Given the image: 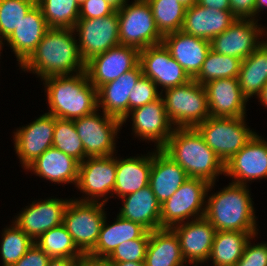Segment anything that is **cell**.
I'll return each mask as SVG.
<instances>
[{
  "label": "cell",
  "mask_w": 267,
  "mask_h": 266,
  "mask_svg": "<svg viewBox=\"0 0 267 266\" xmlns=\"http://www.w3.org/2000/svg\"><path fill=\"white\" fill-rule=\"evenodd\" d=\"M74 29L49 28L31 55L19 66L41 81L85 71Z\"/></svg>",
  "instance_id": "obj_1"
},
{
  "label": "cell",
  "mask_w": 267,
  "mask_h": 266,
  "mask_svg": "<svg viewBox=\"0 0 267 266\" xmlns=\"http://www.w3.org/2000/svg\"><path fill=\"white\" fill-rule=\"evenodd\" d=\"M161 149L186 171L189 178H200L211 184L219 175L225 176V164L207 146L196 128H174Z\"/></svg>",
  "instance_id": "obj_2"
},
{
  "label": "cell",
  "mask_w": 267,
  "mask_h": 266,
  "mask_svg": "<svg viewBox=\"0 0 267 266\" xmlns=\"http://www.w3.org/2000/svg\"><path fill=\"white\" fill-rule=\"evenodd\" d=\"M214 185L211 183L208 186L204 217L216 231L257 232L253 198L248 185L229 183L221 191L208 196Z\"/></svg>",
  "instance_id": "obj_3"
},
{
  "label": "cell",
  "mask_w": 267,
  "mask_h": 266,
  "mask_svg": "<svg viewBox=\"0 0 267 266\" xmlns=\"http://www.w3.org/2000/svg\"><path fill=\"white\" fill-rule=\"evenodd\" d=\"M49 109L56 118L75 120L97 110V89L86 71L74 75L54 76L44 80Z\"/></svg>",
  "instance_id": "obj_4"
},
{
  "label": "cell",
  "mask_w": 267,
  "mask_h": 266,
  "mask_svg": "<svg viewBox=\"0 0 267 266\" xmlns=\"http://www.w3.org/2000/svg\"><path fill=\"white\" fill-rule=\"evenodd\" d=\"M164 92L166 113L175 128H195L210 117L205 88L194 79Z\"/></svg>",
  "instance_id": "obj_5"
},
{
  "label": "cell",
  "mask_w": 267,
  "mask_h": 266,
  "mask_svg": "<svg viewBox=\"0 0 267 266\" xmlns=\"http://www.w3.org/2000/svg\"><path fill=\"white\" fill-rule=\"evenodd\" d=\"M245 121V117L210 116L195 128L207 146L226 164L256 133Z\"/></svg>",
  "instance_id": "obj_6"
},
{
  "label": "cell",
  "mask_w": 267,
  "mask_h": 266,
  "mask_svg": "<svg viewBox=\"0 0 267 266\" xmlns=\"http://www.w3.org/2000/svg\"><path fill=\"white\" fill-rule=\"evenodd\" d=\"M100 202L70 199L64 213L63 224L72 236L77 248L86 256L96 245L101 226L106 217L105 204Z\"/></svg>",
  "instance_id": "obj_7"
},
{
  "label": "cell",
  "mask_w": 267,
  "mask_h": 266,
  "mask_svg": "<svg viewBox=\"0 0 267 266\" xmlns=\"http://www.w3.org/2000/svg\"><path fill=\"white\" fill-rule=\"evenodd\" d=\"M119 20V42L121 45L143 50L162 43L150 4L147 0H134L117 10Z\"/></svg>",
  "instance_id": "obj_8"
},
{
  "label": "cell",
  "mask_w": 267,
  "mask_h": 266,
  "mask_svg": "<svg viewBox=\"0 0 267 266\" xmlns=\"http://www.w3.org/2000/svg\"><path fill=\"white\" fill-rule=\"evenodd\" d=\"M209 183L200 178H189L163 204L161 228L204 217ZM204 205V206H203ZM203 207V208H202Z\"/></svg>",
  "instance_id": "obj_9"
},
{
  "label": "cell",
  "mask_w": 267,
  "mask_h": 266,
  "mask_svg": "<svg viewBox=\"0 0 267 266\" xmlns=\"http://www.w3.org/2000/svg\"><path fill=\"white\" fill-rule=\"evenodd\" d=\"M95 110L89 115L75 119L74 126L79 135L88 157H104L114 155L116 152L115 137L120 131L122 121Z\"/></svg>",
  "instance_id": "obj_10"
},
{
  "label": "cell",
  "mask_w": 267,
  "mask_h": 266,
  "mask_svg": "<svg viewBox=\"0 0 267 266\" xmlns=\"http://www.w3.org/2000/svg\"><path fill=\"white\" fill-rule=\"evenodd\" d=\"M73 29L78 34V50L85 63L120 44L117 10L105 17L78 19Z\"/></svg>",
  "instance_id": "obj_11"
},
{
  "label": "cell",
  "mask_w": 267,
  "mask_h": 266,
  "mask_svg": "<svg viewBox=\"0 0 267 266\" xmlns=\"http://www.w3.org/2000/svg\"><path fill=\"white\" fill-rule=\"evenodd\" d=\"M116 180V157H88L79 163L76 187L85 195L80 201L100 202L113 195ZM101 197V198H100Z\"/></svg>",
  "instance_id": "obj_12"
},
{
  "label": "cell",
  "mask_w": 267,
  "mask_h": 266,
  "mask_svg": "<svg viewBox=\"0 0 267 266\" xmlns=\"http://www.w3.org/2000/svg\"><path fill=\"white\" fill-rule=\"evenodd\" d=\"M139 64L143 76L150 78L157 88L162 87L161 94L168 88L183 85L191 80L163 43L140 50Z\"/></svg>",
  "instance_id": "obj_13"
},
{
  "label": "cell",
  "mask_w": 267,
  "mask_h": 266,
  "mask_svg": "<svg viewBox=\"0 0 267 266\" xmlns=\"http://www.w3.org/2000/svg\"><path fill=\"white\" fill-rule=\"evenodd\" d=\"M139 52L134 47L119 44L94 56L85 63L89 82L98 89L100 86L114 81L139 64Z\"/></svg>",
  "instance_id": "obj_14"
},
{
  "label": "cell",
  "mask_w": 267,
  "mask_h": 266,
  "mask_svg": "<svg viewBox=\"0 0 267 266\" xmlns=\"http://www.w3.org/2000/svg\"><path fill=\"white\" fill-rule=\"evenodd\" d=\"M56 117L44 113L32 123L14 132V150L23 169L35 161L48 148L52 147Z\"/></svg>",
  "instance_id": "obj_15"
},
{
  "label": "cell",
  "mask_w": 267,
  "mask_h": 266,
  "mask_svg": "<svg viewBox=\"0 0 267 266\" xmlns=\"http://www.w3.org/2000/svg\"><path fill=\"white\" fill-rule=\"evenodd\" d=\"M257 22L258 19H235L223 33L210 41L211 49L243 61L263 42L259 41L263 36V27H259L261 25Z\"/></svg>",
  "instance_id": "obj_16"
},
{
  "label": "cell",
  "mask_w": 267,
  "mask_h": 266,
  "mask_svg": "<svg viewBox=\"0 0 267 266\" xmlns=\"http://www.w3.org/2000/svg\"><path fill=\"white\" fill-rule=\"evenodd\" d=\"M129 117L133 121L134 135L143 141L155 142L156 149L162 148L167 143L175 128L167 116L162 95L149 104L130 111L122 124L126 123Z\"/></svg>",
  "instance_id": "obj_17"
},
{
  "label": "cell",
  "mask_w": 267,
  "mask_h": 266,
  "mask_svg": "<svg viewBox=\"0 0 267 266\" xmlns=\"http://www.w3.org/2000/svg\"><path fill=\"white\" fill-rule=\"evenodd\" d=\"M225 175L232 183L246 185L248 181L267 178V141L257 133L225 164Z\"/></svg>",
  "instance_id": "obj_18"
},
{
  "label": "cell",
  "mask_w": 267,
  "mask_h": 266,
  "mask_svg": "<svg viewBox=\"0 0 267 266\" xmlns=\"http://www.w3.org/2000/svg\"><path fill=\"white\" fill-rule=\"evenodd\" d=\"M68 199L49 198L25 206L13 222L34 242L49 229L63 224Z\"/></svg>",
  "instance_id": "obj_19"
},
{
  "label": "cell",
  "mask_w": 267,
  "mask_h": 266,
  "mask_svg": "<svg viewBox=\"0 0 267 266\" xmlns=\"http://www.w3.org/2000/svg\"><path fill=\"white\" fill-rule=\"evenodd\" d=\"M171 229L178 236L186 264L195 266L208 261L216 229L205 217L176 224Z\"/></svg>",
  "instance_id": "obj_20"
},
{
  "label": "cell",
  "mask_w": 267,
  "mask_h": 266,
  "mask_svg": "<svg viewBox=\"0 0 267 266\" xmlns=\"http://www.w3.org/2000/svg\"><path fill=\"white\" fill-rule=\"evenodd\" d=\"M210 116L234 118L246 116L248 99L243 95L238 78H221L204 85Z\"/></svg>",
  "instance_id": "obj_21"
},
{
  "label": "cell",
  "mask_w": 267,
  "mask_h": 266,
  "mask_svg": "<svg viewBox=\"0 0 267 266\" xmlns=\"http://www.w3.org/2000/svg\"><path fill=\"white\" fill-rule=\"evenodd\" d=\"M162 43L191 79L199 74L211 49L209 40L186 34L182 30L164 35Z\"/></svg>",
  "instance_id": "obj_22"
},
{
  "label": "cell",
  "mask_w": 267,
  "mask_h": 266,
  "mask_svg": "<svg viewBox=\"0 0 267 266\" xmlns=\"http://www.w3.org/2000/svg\"><path fill=\"white\" fill-rule=\"evenodd\" d=\"M138 64L134 69L122 74L97 89V108L102 112L123 121L129 114V95L142 76Z\"/></svg>",
  "instance_id": "obj_23"
},
{
  "label": "cell",
  "mask_w": 267,
  "mask_h": 266,
  "mask_svg": "<svg viewBox=\"0 0 267 266\" xmlns=\"http://www.w3.org/2000/svg\"><path fill=\"white\" fill-rule=\"evenodd\" d=\"M189 177L161 148L152 153L149 186L160 204L167 201Z\"/></svg>",
  "instance_id": "obj_24"
},
{
  "label": "cell",
  "mask_w": 267,
  "mask_h": 266,
  "mask_svg": "<svg viewBox=\"0 0 267 266\" xmlns=\"http://www.w3.org/2000/svg\"><path fill=\"white\" fill-rule=\"evenodd\" d=\"M235 19L231 11L207 8L196 3L186 9L181 30L186 34L211 41L223 33Z\"/></svg>",
  "instance_id": "obj_25"
},
{
  "label": "cell",
  "mask_w": 267,
  "mask_h": 266,
  "mask_svg": "<svg viewBox=\"0 0 267 266\" xmlns=\"http://www.w3.org/2000/svg\"><path fill=\"white\" fill-rule=\"evenodd\" d=\"M48 29L42 10L36 4L5 40L13 50L19 66L35 50Z\"/></svg>",
  "instance_id": "obj_26"
},
{
  "label": "cell",
  "mask_w": 267,
  "mask_h": 266,
  "mask_svg": "<svg viewBox=\"0 0 267 266\" xmlns=\"http://www.w3.org/2000/svg\"><path fill=\"white\" fill-rule=\"evenodd\" d=\"M121 199L123 206L118 215L141 224L148 231L161 229V204L149 185Z\"/></svg>",
  "instance_id": "obj_27"
},
{
  "label": "cell",
  "mask_w": 267,
  "mask_h": 266,
  "mask_svg": "<svg viewBox=\"0 0 267 266\" xmlns=\"http://www.w3.org/2000/svg\"><path fill=\"white\" fill-rule=\"evenodd\" d=\"M36 176L55 183H73L78 179L79 162L55 147L48 148L27 168Z\"/></svg>",
  "instance_id": "obj_28"
},
{
  "label": "cell",
  "mask_w": 267,
  "mask_h": 266,
  "mask_svg": "<svg viewBox=\"0 0 267 266\" xmlns=\"http://www.w3.org/2000/svg\"><path fill=\"white\" fill-rule=\"evenodd\" d=\"M106 219L105 217L95 247L86 255L90 258L106 259L121 243L141 238L148 231L141 224L118 214L111 225H107Z\"/></svg>",
  "instance_id": "obj_29"
},
{
  "label": "cell",
  "mask_w": 267,
  "mask_h": 266,
  "mask_svg": "<svg viewBox=\"0 0 267 266\" xmlns=\"http://www.w3.org/2000/svg\"><path fill=\"white\" fill-rule=\"evenodd\" d=\"M149 154V155H148ZM152 152L126 159L116 157V180L113 194L119 199L149 185Z\"/></svg>",
  "instance_id": "obj_30"
},
{
  "label": "cell",
  "mask_w": 267,
  "mask_h": 266,
  "mask_svg": "<svg viewBox=\"0 0 267 266\" xmlns=\"http://www.w3.org/2000/svg\"><path fill=\"white\" fill-rule=\"evenodd\" d=\"M144 262L145 266H182L185 264L178 236L171 228L150 231Z\"/></svg>",
  "instance_id": "obj_31"
},
{
  "label": "cell",
  "mask_w": 267,
  "mask_h": 266,
  "mask_svg": "<svg viewBox=\"0 0 267 266\" xmlns=\"http://www.w3.org/2000/svg\"><path fill=\"white\" fill-rule=\"evenodd\" d=\"M258 232L216 231L208 258L213 266H234L241 258L249 239Z\"/></svg>",
  "instance_id": "obj_32"
},
{
  "label": "cell",
  "mask_w": 267,
  "mask_h": 266,
  "mask_svg": "<svg viewBox=\"0 0 267 266\" xmlns=\"http://www.w3.org/2000/svg\"><path fill=\"white\" fill-rule=\"evenodd\" d=\"M239 86L243 95L249 98L258 96L267 83V47L261 44L241 63Z\"/></svg>",
  "instance_id": "obj_33"
},
{
  "label": "cell",
  "mask_w": 267,
  "mask_h": 266,
  "mask_svg": "<svg viewBox=\"0 0 267 266\" xmlns=\"http://www.w3.org/2000/svg\"><path fill=\"white\" fill-rule=\"evenodd\" d=\"M50 258H83L64 224L49 229L35 242Z\"/></svg>",
  "instance_id": "obj_34"
},
{
  "label": "cell",
  "mask_w": 267,
  "mask_h": 266,
  "mask_svg": "<svg viewBox=\"0 0 267 266\" xmlns=\"http://www.w3.org/2000/svg\"><path fill=\"white\" fill-rule=\"evenodd\" d=\"M242 60L210 49L199 74L194 78L201 85L221 78H238Z\"/></svg>",
  "instance_id": "obj_35"
},
{
  "label": "cell",
  "mask_w": 267,
  "mask_h": 266,
  "mask_svg": "<svg viewBox=\"0 0 267 266\" xmlns=\"http://www.w3.org/2000/svg\"><path fill=\"white\" fill-rule=\"evenodd\" d=\"M49 28L73 29L79 19L76 0H37Z\"/></svg>",
  "instance_id": "obj_36"
},
{
  "label": "cell",
  "mask_w": 267,
  "mask_h": 266,
  "mask_svg": "<svg viewBox=\"0 0 267 266\" xmlns=\"http://www.w3.org/2000/svg\"><path fill=\"white\" fill-rule=\"evenodd\" d=\"M147 2L162 36L182 29L187 9L183 4L177 0H147Z\"/></svg>",
  "instance_id": "obj_37"
},
{
  "label": "cell",
  "mask_w": 267,
  "mask_h": 266,
  "mask_svg": "<svg viewBox=\"0 0 267 266\" xmlns=\"http://www.w3.org/2000/svg\"><path fill=\"white\" fill-rule=\"evenodd\" d=\"M12 225L2 230V242L0 243V254L2 266L14 265L30 247L35 243L24 233L13 221Z\"/></svg>",
  "instance_id": "obj_38"
},
{
  "label": "cell",
  "mask_w": 267,
  "mask_h": 266,
  "mask_svg": "<svg viewBox=\"0 0 267 266\" xmlns=\"http://www.w3.org/2000/svg\"><path fill=\"white\" fill-rule=\"evenodd\" d=\"M52 146L72 156L79 163L85 160L84 146L73 120L56 118Z\"/></svg>",
  "instance_id": "obj_39"
},
{
  "label": "cell",
  "mask_w": 267,
  "mask_h": 266,
  "mask_svg": "<svg viewBox=\"0 0 267 266\" xmlns=\"http://www.w3.org/2000/svg\"><path fill=\"white\" fill-rule=\"evenodd\" d=\"M37 4V0H0V40H5ZM4 39V40H3Z\"/></svg>",
  "instance_id": "obj_40"
},
{
  "label": "cell",
  "mask_w": 267,
  "mask_h": 266,
  "mask_svg": "<svg viewBox=\"0 0 267 266\" xmlns=\"http://www.w3.org/2000/svg\"><path fill=\"white\" fill-rule=\"evenodd\" d=\"M149 237L150 231H147L141 238L121 243L105 260L107 262H144Z\"/></svg>",
  "instance_id": "obj_41"
},
{
  "label": "cell",
  "mask_w": 267,
  "mask_h": 266,
  "mask_svg": "<svg viewBox=\"0 0 267 266\" xmlns=\"http://www.w3.org/2000/svg\"><path fill=\"white\" fill-rule=\"evenodd\" d=\"M161 92L156 84L148 77L141 76L129 95V113L135 108L149 104L158 99Z\"/></svg>",
  "instance_id": "obj_42"
},
{
  "label": "cell",
  "mask_w": 267,
  "mask_h": 266,
  "mask_svg": "<svg viewBox=\"0 0 267 266\" xmlns=\"http://www.w3.org/2000/svg\"><path fill=\"white\" fill-rule=\"evenodd\" d=\"M234 266H267V243L247 242L241 258Z\"/></svg>",
  "instance_id": "obj_43"
},
{
  "label": "cell",
  "mask_w": 267,
  "mask_h": 266,
  "mask_svg": "<svg viewBox=\"0 0 267 266\" xmlns=\"http://www.w3.org/2000/svg\"><path fill=\"white\" fill-rule=\"evenodd\" d=\"M114 11L105 0H87L80 6L79 19L105 17Z\"/></svg>",
  "instance_id": "obj_44"
},
{
  "label": "cell",
  "mask_w": 267,
  "mask_h": 266,
  "mask_svg": "<svg viewBox=\"0 0 267 266\" xmlns=\"http://www.w3.org/2000/svg\"><path fill=\"white\" fill-rule=\"evenodd\" d=\"M50 257L37 245L30 249L12 266H47Z\"/></svg>",
  "instance_id": "obj_45"
},
{
  "label": "cell",
  "mask_w": 267,
  "mask_h": 266,
  "mask_svg": "<svg viewBox=\"0 0 267 266\" xmlns=\"http://www.w3.org/2000/svg\"><path fill=\"white\" fill-rule=\"evenodd\" d=\"M232 15L236 19H255L256 0H229Z\"/></svg>",
  "instance_id": "obj_46"
},
{
  "label": "cell",
  "mask_w": 267,
  "mask_h": 266,
  "mask_svg": "<svg viewBox=\"0 0 267 266\" xmlns=\"http://www.w3.org/2000/svg\"><path fill=\"white\" fill-rule=\"evenodd\" d=\"M197 4L222 11H231L229 0H197Z\"/></svg>",
  "instance_id": "obj_47"
},
{
  "label": "cell",
  "mask_w": 267,
  "mask_h": 266,
  "mask_svg": "<svg viewBox=\"0 0 267 266\" xmlns=\"http://www.w3.org/2000/svg\"><path fill=\"white\" fill-rule=\"evenodd\" d=\"M82 258H50L47 266H79Z\"/></svg>",
  "instance_id": "obj_48"
},
{
  "label": "cell",
  "mask_w": 267,
  "mask_h": 266,
  "mask_svg": "<svg viewBox=\"0 0 267 266\" xmlns=\"http://www.w3.org/2000/svg\"><path fill=\"white\" fill-rule=\"evenodd\" d=\"M79 266H112V265L105 259H93L88 256H84L81 259Z\"/></svg>",
  "instance_id": "obj_49"
},
{
  "label": "cell",
  "mask_w": 267,
  "mask_h": 266,
  "mask_svg": "<svg viewBox=\"0 0 267 266\" xmlns=\"http://www.w3.org/2000/svg\"><path fill=\"white\" fill-rule=\"evenodd\" d=\"M114 10L122 9L128 0H105Z\"/></svg>",
  "instance_id": "obj_50"
},
{
  "label": "cell",
  "mask_w": 267,
  "mask_h": 266,
  "mask_svg": "<svg viewBox=\"0 0 267 266\" xmlns=\"http://www.w3.org/2000/svg\"><path fill=\"white\" fill-rule=\"evenodd\" d=\"M266 9L267 8V0H256V5H255V18L259 16V12L263 11L261 9Z\"/></svg>",
  "instance_id": "obj_51"
},
{
  "label": "cell",
  "mask_w": 267,
  "mask_h": 266,
  "mask_svg": "<svg viewBox=\"0 0 267 266\" xmlns=\"http://www.w3.org/2000/svg\"><path fill=\"white\" fill-rule=\"evenodd\" d=\"M256 98H259L258 100L260 103H262L264 107H267V83L264 85L260 94Z\"/></svg>",
  "instance_id": "obj_52"
},
{
  "label": "cell",
  "mask_w": 267,
  "mask_h": 266,
  "mask_svg": "<svg viewBox=\"0 0 267 266\" xmlns=\"http://www.w3.org/2000/svg\"><path fill=\"white\" fill-rule=\"evenodd\" d=\"M112 266H145V262H109Z\"/></svg>",
  "instance_id": "obj_53"
},
{
  "label": "cell",
  "mask_w": 267,
  "mask_h": 266,
  "mask_svg": "<svg viewBox=\"0 0 267 266\" xmlns=\"http://www.w3.org/2000/svg\"><path fill=\"white\" fill-rule=\"evenodd\" d=\"M181 4H183L186 8L192 7L194 4L197 3V0H177Z\"/></svg>",
  "instance_id": "obj_54"
},
{
  "label": "cell",
  "mask_w": 267,
  "mask_h": 266,
  "mask_svg": "<svg viewBox=\"0 0 267 266\" xmlns=\"http://www.w3.org/2000/svg\"><path fill=\"white\" fill-rule=\"evenodd\" d=\"M264 29H265V28H263L262 35H263V36H265V35L267 36V32H266V30H264ZM264 31H265V32H264ZM266 38H267V37H266ZM261 40L263 41L262 44L265 45V46L267 47V39H266V41H264L263 39H261Z\"/></svg>",
  "instance_id": "obj_55"
},
{
  "label": "cell",
  "mask_w": 267,
  "mask_h": 266,
  "mask_svg": "<svg viewBox=\"0 0 267 266\" xmlns=\"http://www.w3.org/2000/svg\"><path fill=\"white\" fill-rule=\"evenodd\" d=\"M85 1H87V0H76V2L78 3L79 6H81Z\"/></svg>",
  "instance_id": "obj_56"
},
{
  "label": "cell",
  "mask_w": 267,
  "mask_h": 266,
  "mask_svg": "<svg viewBox=\"0 0 267 266\" xmlns=\"http://www.w3.org/2000/svg\"><path fill=\"white\" fill-rule=\"evenodd\" d=\"M4 46V43H2V41L0 40V51L2 50V47ZM1 54V52H0ZM1 56V55H0Z\"/></svg>",
  "instance_id": "obj_57"
}]
</instances>
